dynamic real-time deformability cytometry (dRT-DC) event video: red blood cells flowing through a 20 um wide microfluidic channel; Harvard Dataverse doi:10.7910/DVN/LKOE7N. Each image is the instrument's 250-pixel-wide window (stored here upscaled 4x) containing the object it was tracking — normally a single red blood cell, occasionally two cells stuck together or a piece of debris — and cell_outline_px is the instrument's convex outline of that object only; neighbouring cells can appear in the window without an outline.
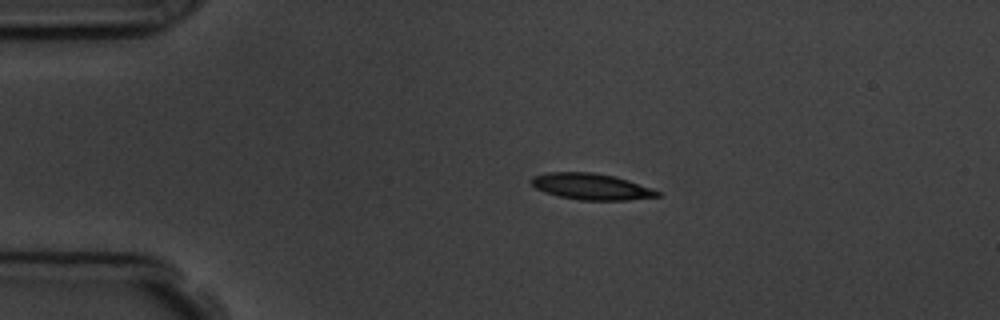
{"species": "common noctule bat (a hibernating species)", "species_latin": "Nyctalus noctula", "temperature_condition": "room temperature", "stored_images_in_passage": 3, "camera_frame_rate_fps": 3000, "um_per_image_px": 0.085, "animal": {"sex": "male", "body_mass_g": 19.5, "forearm_length_mm": 54.6}, "frame": {"image": 1, "passage_image": 2, "time_ms": 1.333, "image_size_px": [1000, 320], "cell_outline_px": [[660, 196], [628, 200], [580, 200], [560, 196], [544, 192], [536, 188], [528, 180], [532, 176], [548, 172], [592, 172], [612, 176], [628, 180], [652, 188], [660, 192]], "centroid_in_image_um": [50.23, 15.85], "position_along_channel_um": 34.8, "area_um2": 19.25}}